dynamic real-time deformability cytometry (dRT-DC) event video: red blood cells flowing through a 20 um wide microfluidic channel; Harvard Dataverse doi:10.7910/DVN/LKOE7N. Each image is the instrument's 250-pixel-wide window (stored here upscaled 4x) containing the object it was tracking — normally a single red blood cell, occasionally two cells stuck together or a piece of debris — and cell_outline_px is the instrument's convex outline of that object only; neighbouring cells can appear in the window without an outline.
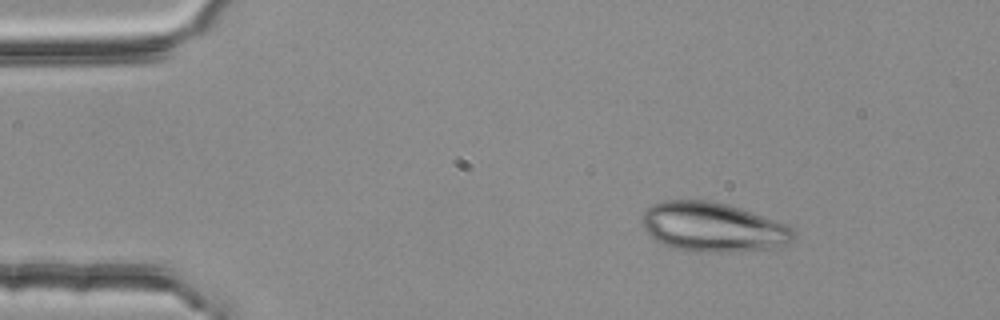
{"species": "common noctule bat (a hibernating species)", "species_latin": "Nyctalus noctula", "temperature_condition": "room temperature", "stored_images_in_passage": 3, "camera_frame_rate_fps": 3000, "um_per_image_px": 0.085, "animal": {"sex": "female", "body_mass_g": 25.1}, "frame": {"image": 1, "passage_image": 1, "time_ms": 0.0, "image_size_px": [1000, 320], "cell_outline_px": [[796, 236], [792, 240], [784, 244], [768, 248], [720, 252], [716, 252], [676, 248], [664, 244], [648, 236], [644, 228], [644, 212], [652, 204], [664, 200], [712, 200], [728, 204], [788, 224], [796, 232]], "centroid_in_image_um": [60.61, 19.27], "position_along_channel_um": 24.4, "area_um2": 43.12}}